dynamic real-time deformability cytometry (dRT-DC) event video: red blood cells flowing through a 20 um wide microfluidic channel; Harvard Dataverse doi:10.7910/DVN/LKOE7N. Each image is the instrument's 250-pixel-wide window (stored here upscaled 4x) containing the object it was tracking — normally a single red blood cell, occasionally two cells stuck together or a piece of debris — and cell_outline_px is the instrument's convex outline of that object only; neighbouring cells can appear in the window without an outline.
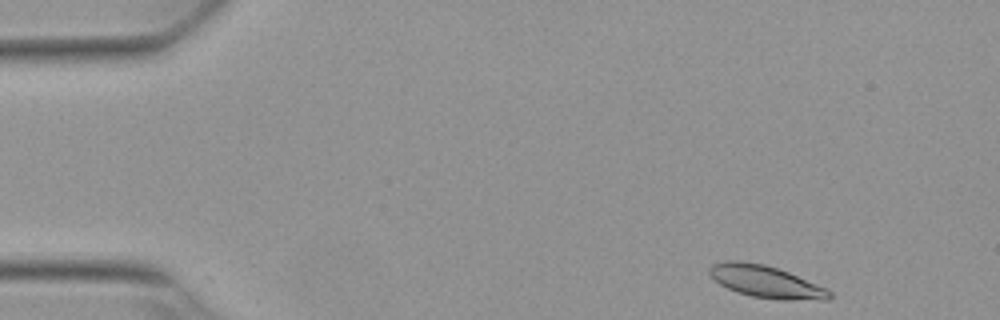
{"species": "Egyptian fruit bat (a non-hibernating species)", "species_latin": "Rousettus aegyptiacus", "temperature_condition": "warm", "stored_images_in_passage": 49, "camera_frame_rate_fps": 3000, "um_per_image_px": 0.085, "animal": {"sex": "female"}, "frame": {"image": 1, "passage_image": 1, "time_ms": 0.0, "image_size_px": [1000, 320], "cell_outline_px": [[832, 296], [828, 300], [780, 300], [752, 296], [728, 288], [720, 284], [708, 272], [708, 268], [712, 264], [724, 260], [740, 260], [764, 264], [788, 272], [816, 284], [832, 292]], "centroid_in_image_um": [65.09, 23.93], "position_along_channel_um": 19.9, "area_um2": 22.31}}
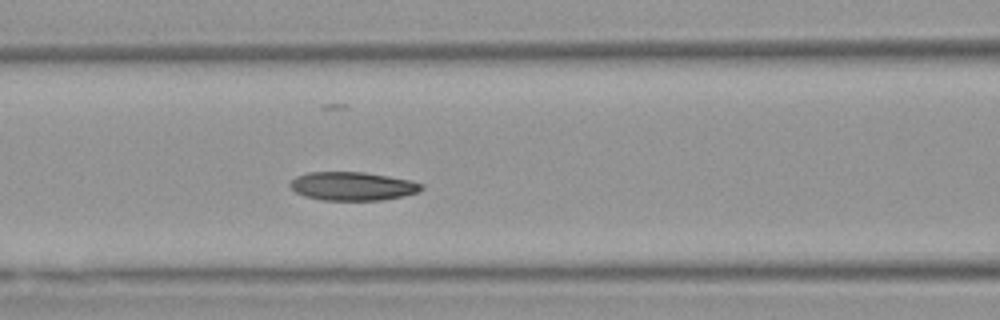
{"frame": {"image": 2, "passage_image": 18, "time_ms": 5.667, "image_size_px": [1000, 320], "cell_outline_px": [[424, 188], [420, 192], [404, 196], [384, 200], [320, 200], [304, 196], [296, 192], [288, 184], [296, 176], [308, 172], [364, 172], [388, 176], [408, 180], [424, 184]], "centroid_in_image_um": [29.98, 15.83], "position_along_channel_um": 136.6, "area_um2": 21.96}}
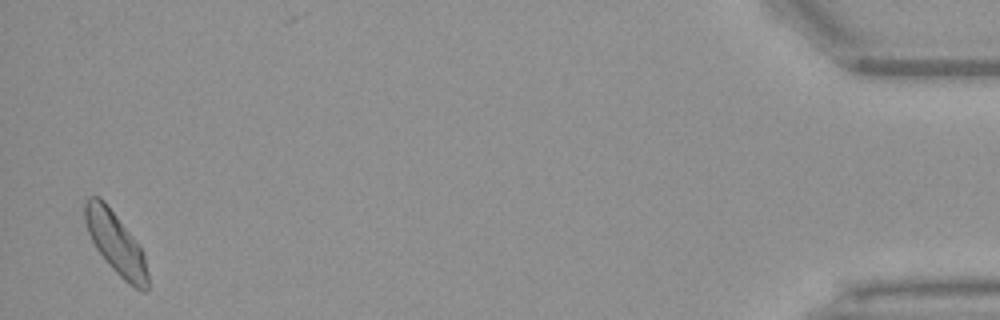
{"frame": {"image": 3, "passage_image": 48, "time_ms": 15.667, "image_size_px": [1000, 320], "cell_outline_px": [[148, 292], [144, 292], [136, 288], [124, 280], [108, 264], [96, 248], [88, 232], [84, 220], [84, 200], [88, 196], [100, 196], [104, 200], [144, 252], [148, 272]], "centroid_in_image_um": [9.83, 20.66], "position_along_channel_um": 425.4, "area_um2": 22.54}, "authors_computed_cell_mechanics": {"area_um2": 22.1374, "velocity_mm_per_s": 3.7752, "shape_relaxation_time_tau1_ms": 4.3859, "shape_relaxation_time_tau2_ms": 4.0121, "deformation_change_tau1": 0.114, "deformation_change_tau2": 0.0927}}